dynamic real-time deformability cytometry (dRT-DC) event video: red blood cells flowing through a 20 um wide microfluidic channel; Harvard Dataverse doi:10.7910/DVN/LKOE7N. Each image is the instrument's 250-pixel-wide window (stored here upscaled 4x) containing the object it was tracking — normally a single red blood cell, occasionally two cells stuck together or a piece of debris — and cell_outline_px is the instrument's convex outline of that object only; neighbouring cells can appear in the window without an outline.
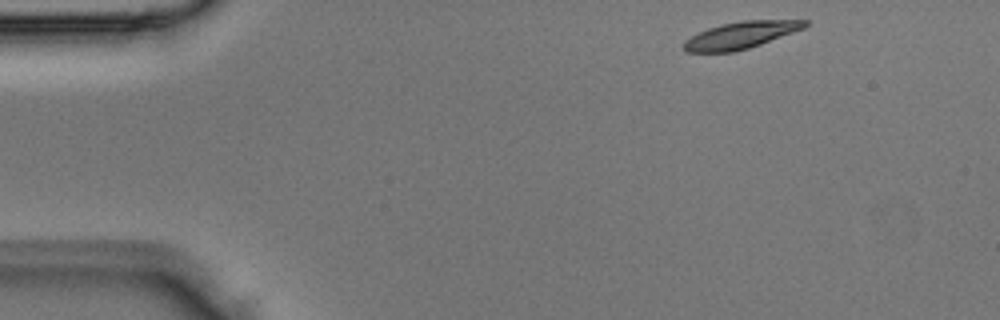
{"species": "Egyptian fruit bat (a non-hibernating species)", "species_latin": "Rousettus aegyptiacus", "temperature_condition": "room temperature", "stored_images_in_passage": 3, "camera_frame_rate_fps": 3000, "um_per_image_px": 0.085, "animal": {"sex": "male"}, "frame": {"image": 1, "passage_image": 1, "time_ms": 0.0, "image_size_px": [1000, 320], "cell_outline_px": [[808, 24], [804, 28], [760, 44], [736, 52], [684, 52], [684, 40], [708, 28], [720, 24], [744, 20], [808, 20]], "centroid_in_image_um": [62.95, 2.99], "position_along_channel_um": 22.1, "area_um2": 18.84}}
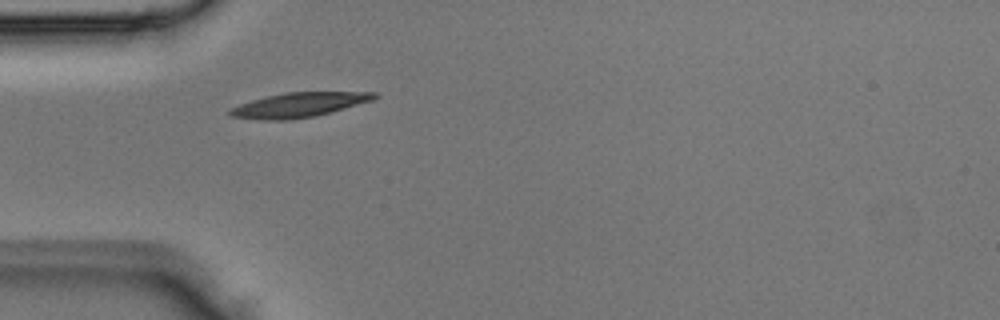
{"frame": {"image": 2, "passage_image": 3, "time_ms": 0.667, "image_size_px": [1000, 320], "cell_outline_px": [[380, 96], [372, 100], [316, 116], [288, 120], [260, 120], [228, 116], [228, 112], [232, 108], [240, 104], [252, 100], [284, 92], [376, 92]], "centroid_in_image_um": [25.39, 8.92], "position_along_channel_um": 59.6, "area_um2": 20.58}}